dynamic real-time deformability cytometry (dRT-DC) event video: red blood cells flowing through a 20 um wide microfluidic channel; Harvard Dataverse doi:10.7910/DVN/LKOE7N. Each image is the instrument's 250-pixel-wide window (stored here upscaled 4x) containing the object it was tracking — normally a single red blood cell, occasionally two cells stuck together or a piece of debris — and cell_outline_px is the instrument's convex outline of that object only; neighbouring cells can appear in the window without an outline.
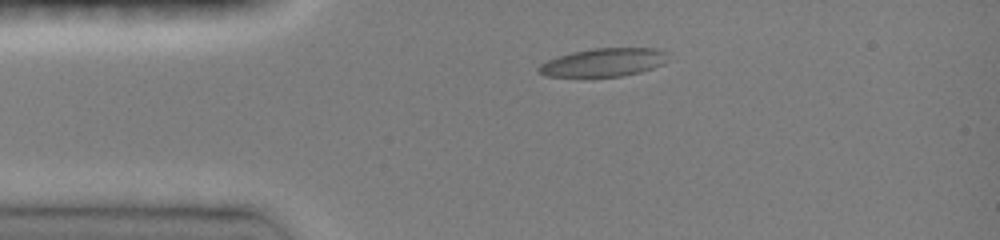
{"species": "common noctule bat (a hibernating species)", "species_latin": "Nyctalus noctula", "temperature_condition": "room temperature", "stored_images_in_passage": 31, "camera_frame_rate_fps": 3000, "um_per_image_px": 0.085, "animal": {"sex": "female", "body_mass_g": 19.0, "forearm_length_mm": 51.5}, "frame": {"image": 1, "passage_image": 1, "time_ms": 0.0, "image_size_px": [1000, 240], "cell_outline_px": [[668, 60], [664, 64], [640, 72], [620, 76], [544, 76], [536, 68], [540, 64], [548, 60], [560, 56], [592, 48], [656, 48], [668, 52]], "centroid_in_image_um": [51.36, 5.29], "position_along_channel_um": 33.6, "area_um2": 21.1}}
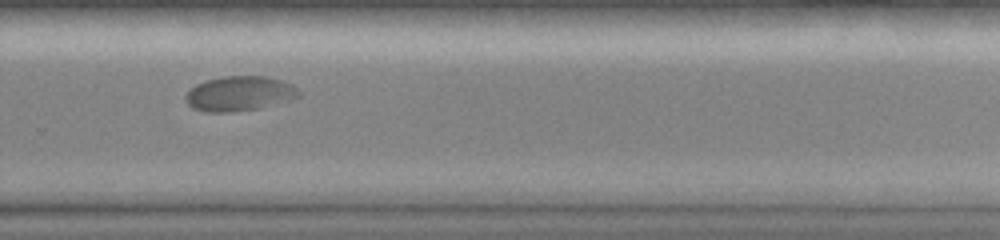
{"frame": {"image": 2, "passage_image": 21, "time_ms": 7.667, "image_size_px": [1000, 240], "cell_outline_px": [[300, 96], [256, 108], [232, 112], [208, 112], [192, 108], [188, 104], [184, 96], [196, 84], [204, 80], [224, 76], [264, 76], [280, 80], [292, 84], [300, 92]], "centroid_in_image_um": [20.3, 7.94], "position_along_channel_um": 309.5, "area_um2": 22.6}}
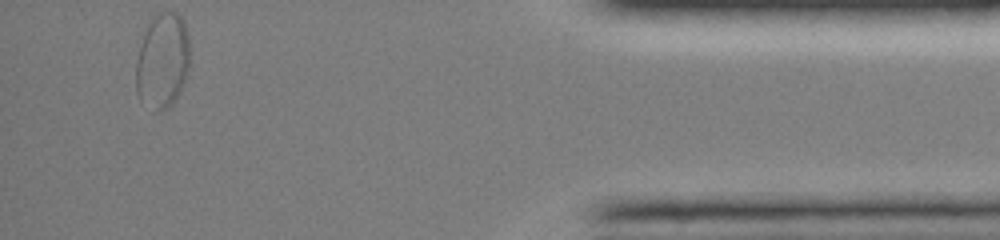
{"frame": {"image": 3, "passage_image": 31, "time_ms": 11.667, "image_size_px": [1000, 240], "cell_outline_px": [[188, 68], [180, 92], [172, 104], [168, 108], [160, 112], [156, 112], [136, 92], [136, 60], [140, 44], [148, 20], [156, 12], [180, 12], [184, 20], [188, 32]], "centroid_in_image_um": [13.81, 5.1], "position_along_channel_um": 421.4, "area_um2": 30.11}, "authors_computed_cell_mechanics": {"area_um2": 22.4264, "velocity_mm_per_s": 3.9873, "shape_relaxation_time_tau1_ms": 10.5507, "shape_relaxation_time_tau2_ms": null, "deformation_change_tau1": 0.2557, "deformation_change_tau2": null}}